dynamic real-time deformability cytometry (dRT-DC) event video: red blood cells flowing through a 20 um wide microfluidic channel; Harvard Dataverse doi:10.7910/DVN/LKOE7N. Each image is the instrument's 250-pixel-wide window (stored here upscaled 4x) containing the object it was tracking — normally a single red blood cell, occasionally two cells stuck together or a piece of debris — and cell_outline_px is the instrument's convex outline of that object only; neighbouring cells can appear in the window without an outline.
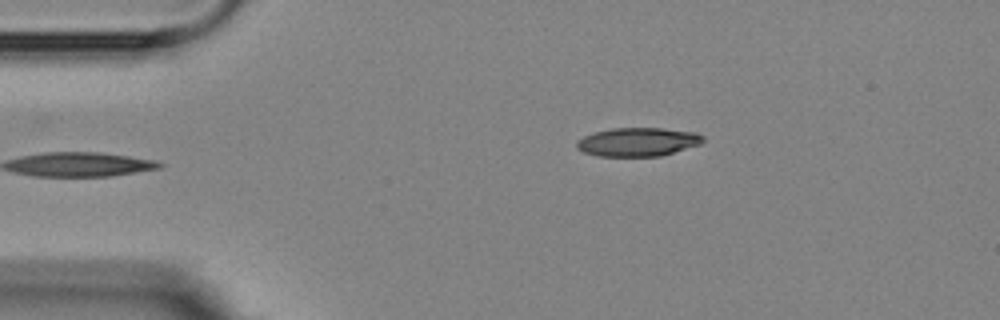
{"species": "Egyptian fruit bat (a non-hibernating species)", "species_latin": "Rousettus aegyptiacus", "temperature_condition": "room temperature", "stored_images_in_passage": 5, "camera_frame_rate_fps": 3000, "um_per_image_px": 0.085, "animal": {"sex": "female"}, "frame": {"image": 1, "passage_image": 5, "time_ms": 4.667, "image_size_px": [1000, 320], "cell_outline_px": [[704, 140], [700, 144], [660, 156], [596, 156], [584, 152], [576, 148], [576, 140], [584, 136], [596, 132], [612, 128], [660, 128], [696, 132], [704, 136]], "centroid_in_image_um": [54.2, 12.06], "position_along_channel_um": 30.8, "area_um2": 21.04}}